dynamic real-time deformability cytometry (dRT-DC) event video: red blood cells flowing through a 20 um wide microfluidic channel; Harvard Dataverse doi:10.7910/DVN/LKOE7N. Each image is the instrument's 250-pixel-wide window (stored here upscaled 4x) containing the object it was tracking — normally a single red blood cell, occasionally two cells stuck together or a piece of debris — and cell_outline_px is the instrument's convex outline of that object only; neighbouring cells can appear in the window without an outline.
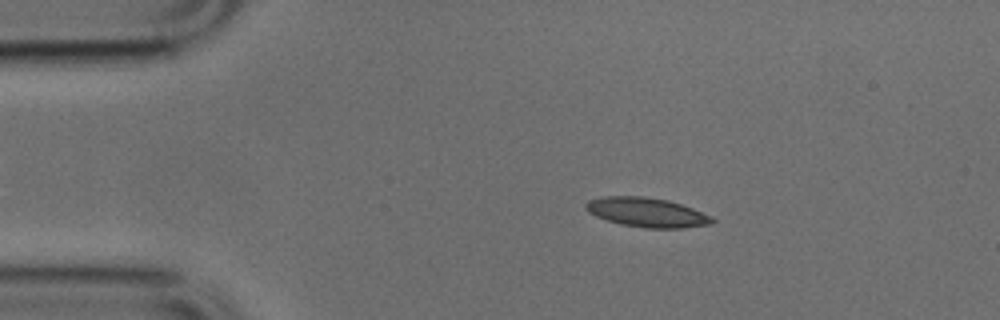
{"species": "common noctule bat (a hibernating species)", "species_latin": "Nyctalus noctula", "temperature_condition": "cold", "stored_images_in_passage": 11, "camera_frame_rate_fps": 3000, "um_per_image_px": 0.085, "animal": {"sex": "male", "body_mass_g": 17.9, "forearm_length_mm": 54.2}, "frame": {"image": 1, "passage_image": 5, "time_ms": 1.333, "image_size_px": [1000, 320], "cell_outline_px": [[716, 220], [712, 224], [684, 228], [648, 228], [620, 224], [596, 216], [588, 212], [584, 208], [584, 204], [588, 200], [604, 196], [644, 196], [668, 200], [692, 208], [712, 216]], "centroid_in_image_um": [54.98, 18.05], "position_along_channel_um": 30.0, "area_um2": 21.73}}